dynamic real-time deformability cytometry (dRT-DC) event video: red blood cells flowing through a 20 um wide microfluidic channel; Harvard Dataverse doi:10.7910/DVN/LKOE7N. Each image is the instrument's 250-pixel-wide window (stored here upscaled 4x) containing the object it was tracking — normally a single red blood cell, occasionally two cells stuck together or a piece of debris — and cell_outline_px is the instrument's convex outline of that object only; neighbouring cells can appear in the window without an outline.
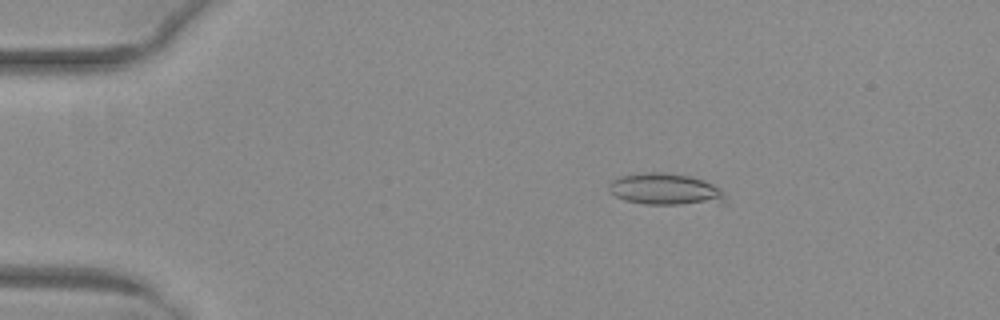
{"species": "common noctule bat (a hibernating species)", "species_latin": "Nyctalus noctula", "temperature_condition": "warm", "stored_images_in_passage": 51, "camera_frame_rate_fps": 3000, "um_per_image_px": 0.085, "animal": {"sex": "female", "body_mass_g": 29.2, "forearm_length_mm": 56.3}, "frame": {"image": 1, "passage_image": 9, "time_ms": 2.667, "image_size_px": [1000, 320], "cell_outline_px": [[728, 204], [644, 204], [624, 200], [616, 196], [608, 188], [608, 184], [612, 180], [620, 176], [648, 172], [660, 172], [688, 176], [712, 184], [724, 192], [728, 200]], "centroid_in_image_um": [56.6, 16.11], "position_along_channel_um": 28.4, "area_um2": 21.5}}
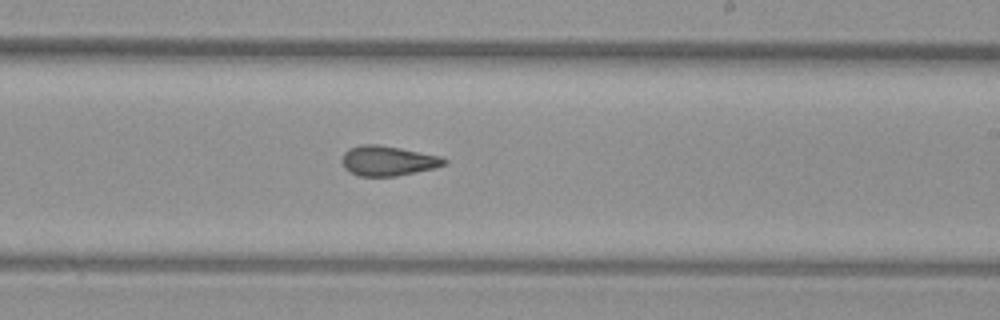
{"frame": {"image": 2, "passage_image": 31, "time_ms": 10.0, "image_size_px": [1000, 320], "cell_outline_px": [[448, 164], [416, 172], [396, 176], [360, 176], [348, 172], [344, 168], [340, 160], [344, 152], [348, 148], [360, 144], [380, 144], [440, 156], [448, 160]], "centroid_in_image_um": [32.92, 13.66], "position_along_channel_um": 256.1, "area_um2": 18.03}}
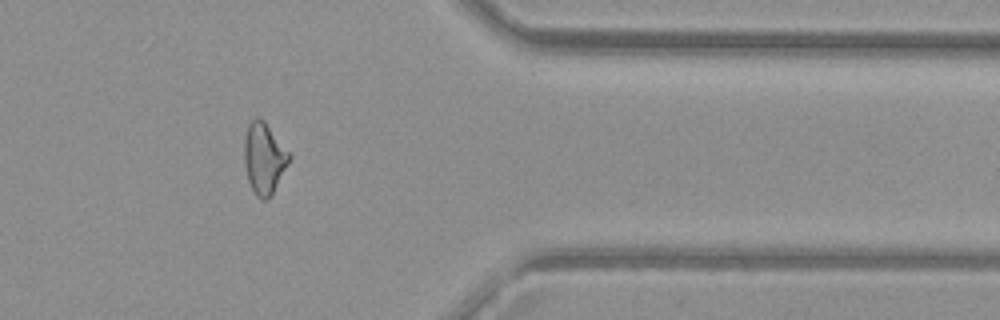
{"frame": {"image": 3, "passage_image": 42, "time_ms": 13.667, "image_size_px": [1000, 320], "cell_outline_px": [[292, 156], [272, 196], [268, 200], [260, 200], [256, 196], [248, 180], [244, 164], [244, 140], [248, 124], [256, 116], [264, 120]], "centroid_in_image_um": [22.44, 13.48], "position_along_channel_um": 389.0, "area_um2": 18.79}, "authors_computed_cell_mechanics": {"area_um2": 18.785, "velocity_mm_per_s": 4.0637, "shape_relaxation_time_tau1_ms": null, "shape_relaxation_time_tau2_ms": 2.0234, "deformation_change_tau1": null, "deformation_change_tau2": 0.0965}}